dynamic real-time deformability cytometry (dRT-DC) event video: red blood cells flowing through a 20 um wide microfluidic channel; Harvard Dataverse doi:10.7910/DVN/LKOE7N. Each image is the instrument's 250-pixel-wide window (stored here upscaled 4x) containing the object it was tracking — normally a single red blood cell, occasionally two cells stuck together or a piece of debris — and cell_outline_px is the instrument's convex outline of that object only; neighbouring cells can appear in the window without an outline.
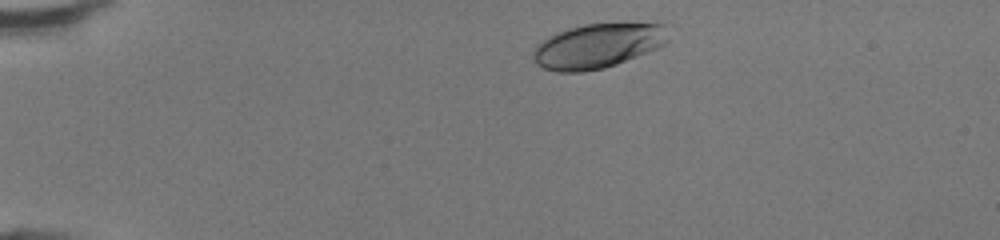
{"species": "human", "species_latin": "Homo sapiens", "temperature_condition": "room temperature", "stored_images_in_passage": 40, "camera_frame_rate_fps": 3000, "um_per_image_px": 0.085, "donor": {"sex": "female"}, "frame": {"image": 1, "passage_image": 2, "time_ms": 0.333, "image_size_px": [1000, 240], "cell_outline_px": [[668, 40], [664, 44], [656, 48], [616, 64], [604, 68], [584, 72], [556, 72], [544, 68], [536, 64], [532, 56], [532, 52], [536, 44], [548, 36], [556, 32], [568, 28], [584, 24], [664, 24]], "centroid_in_image_um": [50.72, 3.91], "position_along_channel_um": 34.3, "area_um2": 34.85}}
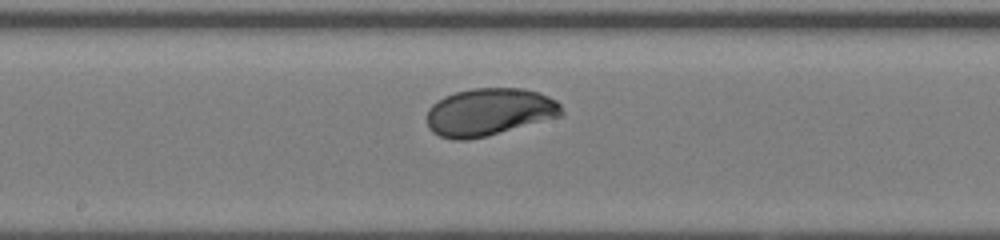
{"frame": {"image": 2, "passage_image": 19, "time_ms": 6.0, "image_size_px": [1000, 240], "cell_outline_px": [[564, 112], [560, 116], [484, 136], [468, 140], [452, 140], [440, 136], [432, 132], [428, 128], [428, 108], [432, 104], [444, 96], [456, 92], [472, 88], [520, 88], [540, 92], [556, 100], [560, 104]], "centroid_in_image_um": [41.56, 9.51], "position_along_channel_um": 206.6, "area_um2": 37.11}}
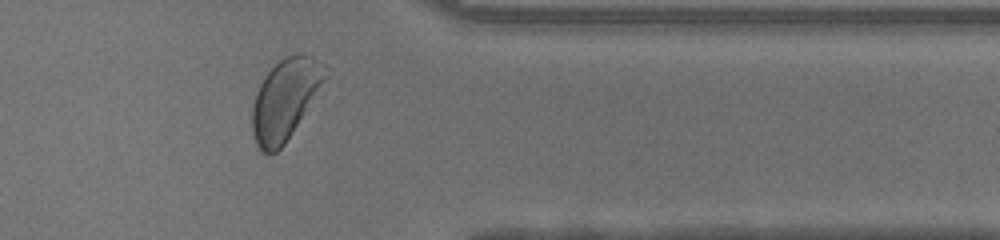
{"frame": {"image": 3, "passage_image": 32, "time_ms": 10.333, "image_size_px": [1000, 240], "cell_outline_px": [[332, 76], [284, 144], [276, 152], [260, 152], [256, 144], [252, 132], [252, 104], [256, 92], [264, 76], [280, 60], [288, 56], [300, 52], [312, 56], [324, 64]], "centroid_in_image_um": [24.31, 8.41], "position_along_channel_um": 387.1, "area_um2": 35.03}, "authors_computed_cell_mechanics": {"area_um2": 36.4429, "velocity_mm_per_s": 4.3069, "shape_relaxation_time_tau1_ms": 1.9145, "shape_relaxation_time_tau2_ms": null, "deformation_change_tau1": 0.121, "deformation_change_tau2": null}}